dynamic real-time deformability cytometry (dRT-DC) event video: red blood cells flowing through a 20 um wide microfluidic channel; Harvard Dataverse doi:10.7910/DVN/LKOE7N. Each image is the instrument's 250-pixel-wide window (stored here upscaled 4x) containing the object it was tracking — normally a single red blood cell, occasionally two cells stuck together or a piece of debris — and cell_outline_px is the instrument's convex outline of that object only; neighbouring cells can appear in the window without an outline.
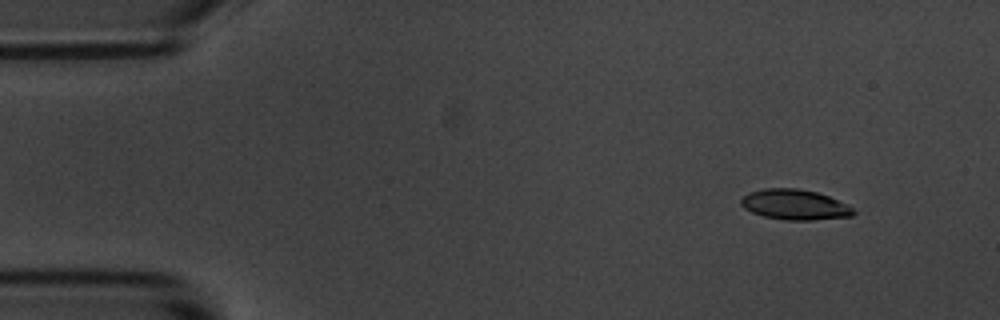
{"species": "common noctule bat (a hibernating species)", "species_latin": "Nyctalus noctula", "temperature_condition": "room temperature", "stored_images_in_passage": 6, "segment_of_instrument_passage": [1, 2], "camera_frame_rate_fps": 3000, "um_per_image_px": 0.085, "animal": {"sex": "male", "body_mass_g": 20.1, "forearm_length_mm": 53.5}, "frame": {"image": 1, "passage_image": 2, "time_ms": 1.333, "image_size_px": [1000, 320], "cell_outline_px": [[856, 212], [852, 216], [812, 220], [784, 220], [764, 216], [752, 212], [744, 208], [740, 204], [740, 200], [748, 192], [764, 188], [800, 188], [816, 192], [828, 196], [848, 204]], "centroid_in_image_um": [67.55, 17.39], "position_along_channel_um": 17.5, "area_um2": 19.94}}